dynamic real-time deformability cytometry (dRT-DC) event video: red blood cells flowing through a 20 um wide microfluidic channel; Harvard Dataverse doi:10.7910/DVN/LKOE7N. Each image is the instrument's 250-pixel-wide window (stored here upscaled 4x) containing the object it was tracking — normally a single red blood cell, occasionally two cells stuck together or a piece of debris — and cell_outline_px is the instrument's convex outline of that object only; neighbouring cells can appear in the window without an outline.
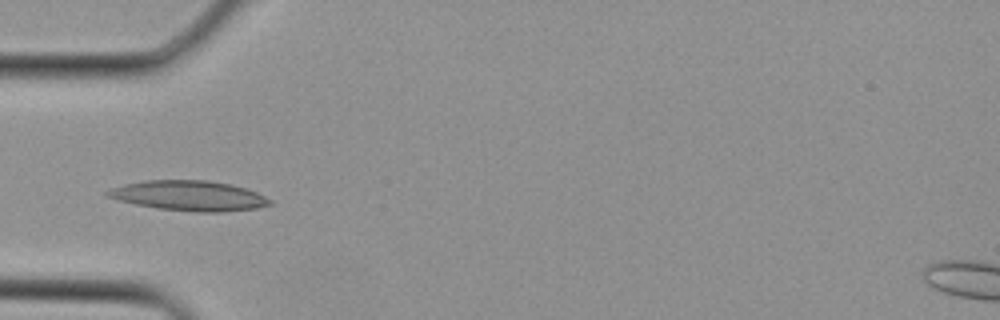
{"species": "Egyptian fruit bat (a non-hibernating species)", "species_latin": "Rousettus aegyptiacus", "temperature_condition": "cold", "stored_images_in_passage": 3, "camera_frame_rate_fps": 3000, "um_per_image_px": 0.085, "animal": {"sex": "female"}, "frame": {"image": 1, "passage_image": 3, "time_ms": 0.667, "image_size_px": [1000, 320], "cell_outline_px": [[272, 204], [256, 208], [224, 212], [196, 212], [160, 208], [136, 204], [120, 200], [108, 196], [104, 192], [112, 188], [144, 180], [208, 180], [228, 184], [244, 188], [256, 192], [272, 200]], "centroid_in_image_um": [16.11, 16.64], "position_along_channel_um": 68.9, "area_um2": 28.03}}